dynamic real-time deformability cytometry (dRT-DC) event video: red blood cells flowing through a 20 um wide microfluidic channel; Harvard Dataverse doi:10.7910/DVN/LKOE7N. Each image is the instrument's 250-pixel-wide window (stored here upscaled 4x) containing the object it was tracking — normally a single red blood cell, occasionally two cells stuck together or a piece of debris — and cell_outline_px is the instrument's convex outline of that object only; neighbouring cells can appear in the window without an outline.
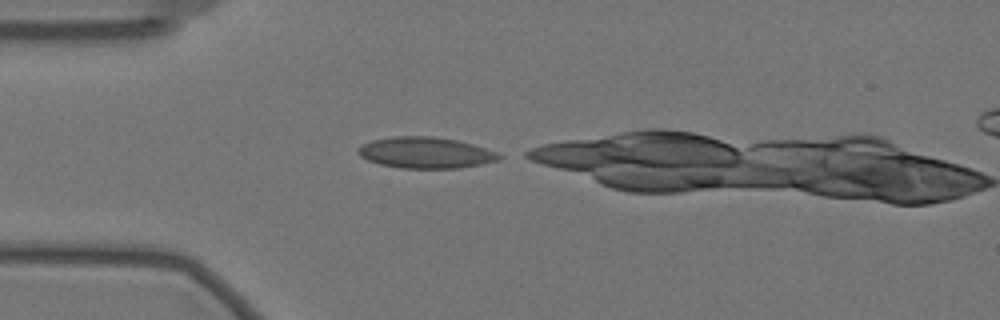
{"species": "Egyptian fruit bat (a non-hibernating species)", "species_latin": "Rousettus aegyptiacus", "temperature_condition": "warm", "stored_images_in_passage": 10, "camera_frame_rate_fps": 3000, "um_per_image_px": 0.085, "animal": {"sex": "female"}, "frame": {"image": 1, "passage_image": 1, "time_ms": 0.0, "image_size_px": [1000, 320], "cell_outline_px": [[504, 156], [496, 160], [480, 164], [460, 168], [400, 168], [380, 164], [368, 160], [360, 156], [356, 152], [356, 148], [372, 140], [392, 136], [432, 136], [460, 140], [496, 152]], "centroid_in_image_um": [36.14, 12.97], "position_along_channel_um": 48.9, "area_um2": 25.61}}
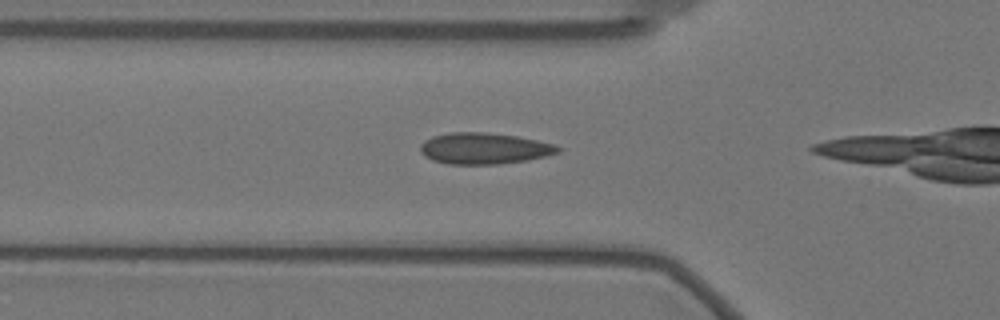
{"frame": {"image": 2, "passage_image": 5, "time_ms": 1.333, "image_size_px": [1000, 320], "cell_outline_px": [[564, 148], [560, 152], [528, 160], [500, 164], [448, 164], [432, 160], [424, 156], [420, 152], [420, 144], [424, 140], [432, 136], [452, 132], [484, 132], [516, 136], [556, 144]], "centroid_in_image_um": [41.15, 12.62], "position_along_channel_um": 84.6, "area_um2": 25.26}}
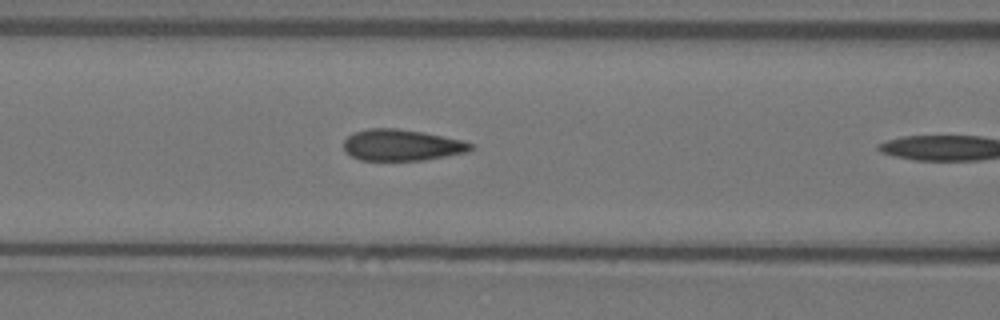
{"frame": {"image": 3, "passage_image": 9, "time_ms": 2.667, "image_size_px": [1000, 320], "cell_outline_px": [[476, 148], [468, 152], [424, 160], [360, 160], [352, 156], [344, 148], [344, 140], [348, 136], [356, 132], [368, 128], [396, 128], [424, 132], [460, 140], [472, 144]], "centroid_in_image_um": [34.17, 12.33], "position_along_channel_um": 132.4, "area_um2": 23.06}}